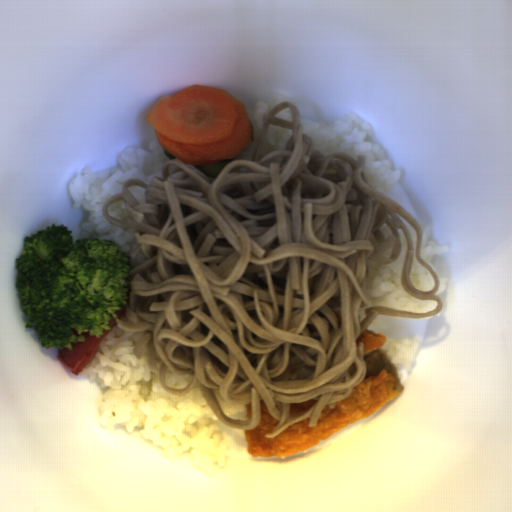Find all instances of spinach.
Masks as SVG:
<instances>
[{
	"mask_svg": "<svg viewBox=\"0 0 512 512\" xmlns=\"http://www.w3.org/2000/svg\"><path fill=\"white\" fill-rule=\"evenodd\" d=\"M237 157V156H236ZM236 157L232 159H225L222 162L213 164V165H194L196 168H198L202 173L207 175L211 178H216L218 174L224 169V167L236 159Z\"/></svg>",
	"mask_w": 512,
	"mask_h": 512,
	"instance_id": "1",
	"label": "spinach"
},
{
	"mask_svg": "<svg viewBox=\"0 0 512 512\" xmlns=\"http://www.w3.org/2000/svg\"><path fill=\"white\" fill-rule=\"evenodd\" d=\"M163 149V148H162ZM163 152H164V155L166 157L169 158V160H172V159H177L176 157H174L173 155H171L169 152H167L166 150L163 149Z\"/></svg>",
	"mask_w": 512,
	"mask_h": 512,
	"instance_id": "2",
	"label": "spinach"
}]
</instances>
